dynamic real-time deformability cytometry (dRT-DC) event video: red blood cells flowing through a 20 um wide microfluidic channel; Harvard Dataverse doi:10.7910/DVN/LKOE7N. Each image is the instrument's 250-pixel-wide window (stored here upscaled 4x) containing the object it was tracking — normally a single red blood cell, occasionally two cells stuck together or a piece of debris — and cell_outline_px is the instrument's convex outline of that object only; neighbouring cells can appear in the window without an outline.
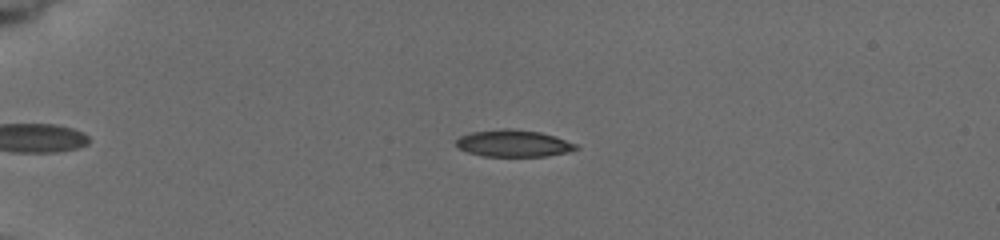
{"species": "common noctule bat (a hibernating species)", "species_latin": "Nyctalus noctula", "temperature_condition": "cold", "stored_images_in_passage": 6, "camera_frame_rate_fps": 3000, "um_per_image_px": 0.085, "animal": {"sex": "female", "body_mass_g": 19.5, "forearm_length_mm": 54.1}, "frame": {"image": 1, "passage_image": 1, "time_ms": 0.0, "image_size_px": [1000, 240], "cell_outline_px": [[580, 148], [568, 152], [544, 156], [484, 156], [468, 152], [460, 148], [456, 144], [456, 140], [460, 136], [472, 132], [504, 128], [512, 128], [540, 132], [556, 136], [576, 144]], "centroid_in_image_um": [43.67, 12.18], "position_along_channel_um": 41.3, "area_um2": 18.73}}
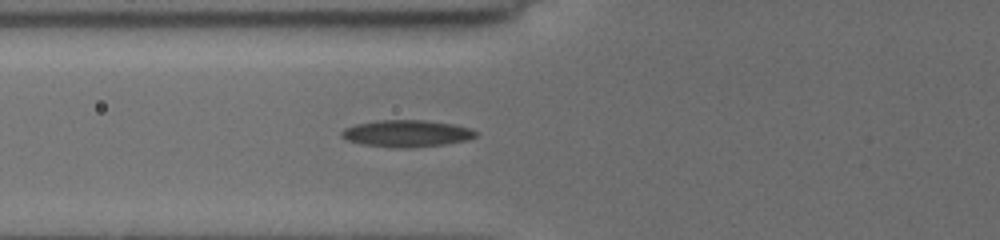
{"frame": {"image": 2, "passage_image": 4, "time_ms": 2.667, "image_size_px": [1000, 240], "cell_outline_px": [[480, 132], [476, 136], [468, 140], [444, 144], [404, 148], [392, 148], [364, 144], [348, 140], [340, 136], [340, 132], [344, 128], [356, 124], [380, 120], [424, 120], [452, 124], [472, 128]], "centroid_in_image_um": [34.59, 11.34], "position_along_channel_um": 91.2, "area_um2": 21.04}}
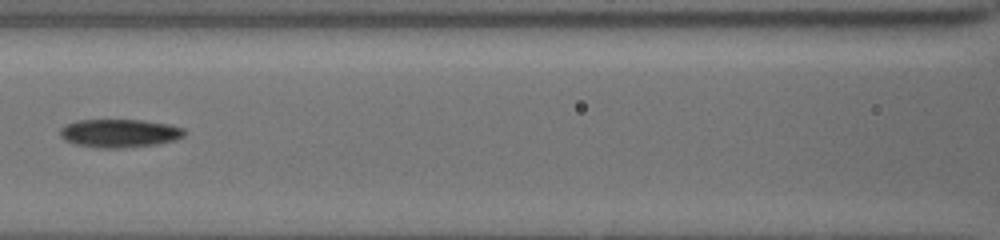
{"frame": {"image": 3, "passage_image": 6, "time_ms": 4.333, "image_size_px": [1000, 240], "cell_outline_px": [[188, 132], [184, 136], [176, 140], [156, 144], [124, 148], [96, 148], [76, 144], [64, 140], [60, 136], [60, 128], [64, 124], [76, 120], [144, 120], [168, 124], [184, 128]], "centroid_in_image_um": [10.16, 11.32], "position_along_channel_um": 156.4, "area_um2": 20.81}}